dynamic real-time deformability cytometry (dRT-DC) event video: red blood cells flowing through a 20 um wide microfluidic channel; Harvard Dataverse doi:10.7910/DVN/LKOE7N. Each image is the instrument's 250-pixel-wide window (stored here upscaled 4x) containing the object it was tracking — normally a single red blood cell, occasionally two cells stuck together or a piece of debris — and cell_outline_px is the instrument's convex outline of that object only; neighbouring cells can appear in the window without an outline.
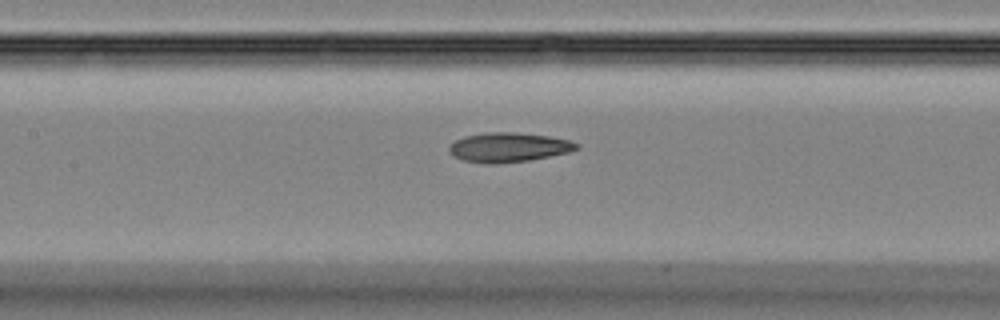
{"species": "Egyptian fruit bat (a non-hibernating species)", "species_latin": "Rousettus aegyptiacus", "temperature_condition": "room temperature", "stored_images_in_passage": 27, "camera_frame_rate_fps": 3000, "um_per_image_px": 0.085, "animal": {"sex": "female"}, "frame": {"image": 1, "passage_image": 22, "time_ms": 7.0, "image_size_px": [1000, 320], "cell_outline_px": [[580, 148], [568, 152], [528, 160], [496, 164], [488, 164], [460, 160], [452, 156], [448, 152], [448, 148], [456, 140], [464, 136], [484, 132], [516, 132], [548, 136], [568, 140], [580, 144]], "centroid_in_image_um": [43.18, 12.52], "position_along_channel_um": 164.2, "area_um2": 21.96}}
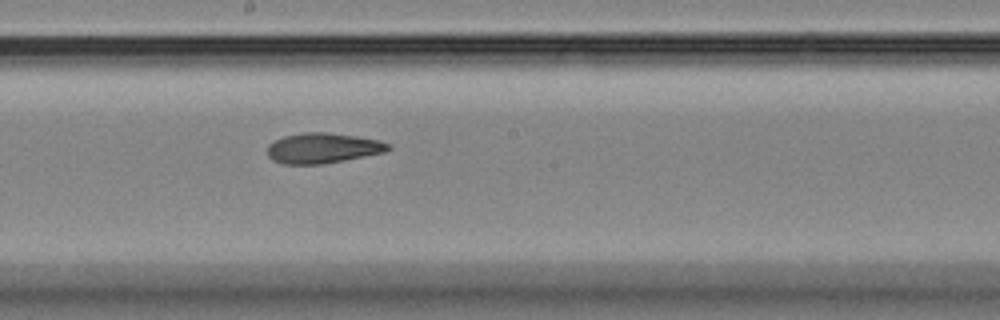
{"frame": {"image": 2, "passage_image": 26, "time_ms": 8.333, "image_size_px": [1000, 320], "cell_outline_px": [[392, 148], [384, 152], [324, 164], [280, 164], [272, 160], [268, 156], [268, 144], [284, 136], [304, 132], [328, 132], [356, 136], [380, 140], [392, 144]], "centroid_in_image_um": [27.44, 12.59], "position_along_channel_um": 220.8, "area_um2": 21.44}}